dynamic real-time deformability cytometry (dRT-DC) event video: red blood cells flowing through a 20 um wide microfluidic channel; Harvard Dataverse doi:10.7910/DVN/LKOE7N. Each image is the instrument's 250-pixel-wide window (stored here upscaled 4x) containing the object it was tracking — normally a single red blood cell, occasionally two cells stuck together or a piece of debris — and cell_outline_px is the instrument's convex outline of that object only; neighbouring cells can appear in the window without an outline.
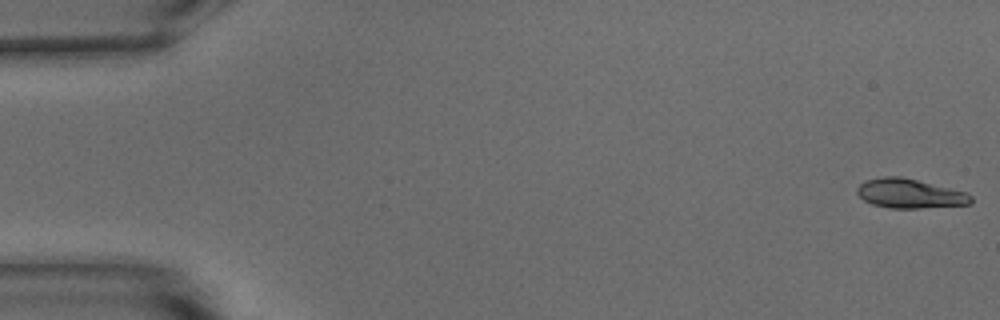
{"species": "common noctule bat (a hibernating species)", "species_latin": "Nyctalus noctula", "temperature_condition": "warm", "stored_images_in_passage": 53, "camera_frame_rate_fps": 3000, "um_per_image_px": 0.085, "animal": {"sex": "male", "body_mass_g": 15.6}, "frame": {"image": 1, "passage_image": 1, "time_ms": 0.0, "image_size_px": [1000, 320], "cell_outline_px": [[972, 204], [920, 208], [892, 208], [872, 204], [864, 200], [856, 192], [856, 188], [864, 180], [884, 176], [900, 176], [968, 192], [972, 196]], "centroid_in_image_um": [77.34, 16.44], "position_along_channel_um": 7.7, "area_um2": 19.54}}
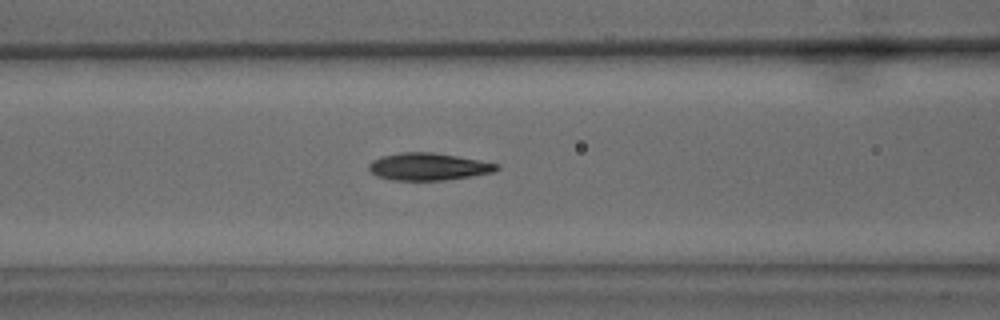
{"frame": {"image": 2, "passage_image": 22, "time_ms": 7.0, "image_size_px": [1000, 320], "cell_outline_px": [[500, 168], [492, 172], [472, 176], [444, 180], [392, 180], [376, 176], [368, 168], [368, 164], [372, 160], [380, 156], [400, 152], [432, 152], [456, 156], [500, 164]], "centroid_in_image_um": [36.38, 14.16], "position_along_channel_um": 130.2, "area_um2": 20.35}}
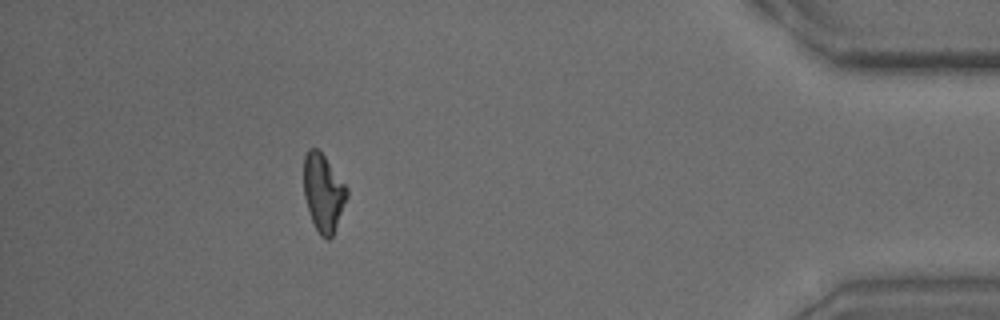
{"frame": {"image": 3, "passage_image": 48, "time_ms": 15.667, "image_size_px": [1000, 320], "cell_outline_px": [[348, 196], [332, 236], [328, 240], [320, 236], [312, 220], [304, 196], [304, 156], [308, 148], [316, 148], [324, 156], [348, 188]], "centroid_in_image_um": [27.48, 16.37], "position_along_channel_um": 407.7, "area_um2": 19.25}, "authors_computed_cell_mechanics": {"area_um2": 19.941, "velocity_mm_per_s": 3.7981, "shape_relaxation_time_tau1_ms": 6.0768, "shape_relaxation_time_tau2_ms": 2.2197, "deformation_change_tau1": 0.2184, "deformation_change_tau2": 0.0929}}